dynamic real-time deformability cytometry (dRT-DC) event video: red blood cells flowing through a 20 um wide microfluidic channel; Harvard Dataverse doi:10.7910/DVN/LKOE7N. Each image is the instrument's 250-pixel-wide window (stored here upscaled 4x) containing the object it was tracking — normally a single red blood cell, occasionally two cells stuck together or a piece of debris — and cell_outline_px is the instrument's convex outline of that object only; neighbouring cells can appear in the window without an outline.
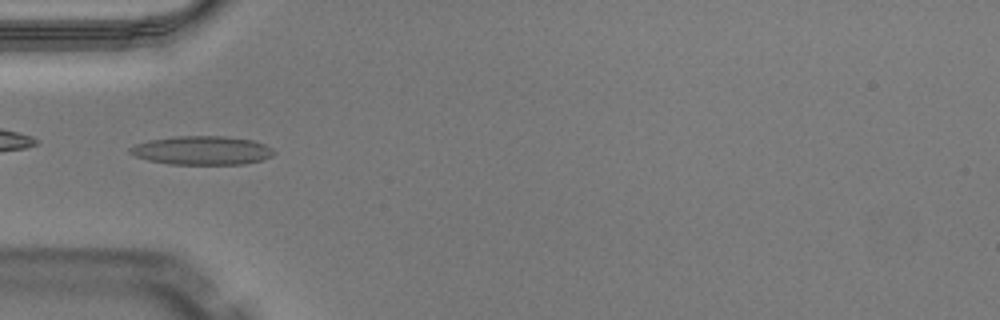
{"species": "Egyptian fruit bat (a non-hibernating species)", "species_latin": "Rousettus aegyptiacus", "temperature_condition": "warm", "stored_images_in_passage": 32, "camera_frame_rate_fps": 3000, "um_per_image_px": 0.085, "animal": {"sex": "male"}, "frame": {"image": 1, "passage_image": 1, "time_ms": 0.0, "image_size_px": [1000, 320], "cell_outline_px": [[276, 152], [272, 156], [260, 160], [244, 164], [168, 164], [148, 160], [136, 156], [128, 152], [128, 148], [136, 144], [148, 140], [176, 136], [228, 136], [252, 140], [264, 144], [272, 148]], "centroid_in_image_um": [17.16, 12.78], "position_along_channel_um": 67.8, "area_um2": 24.16}}
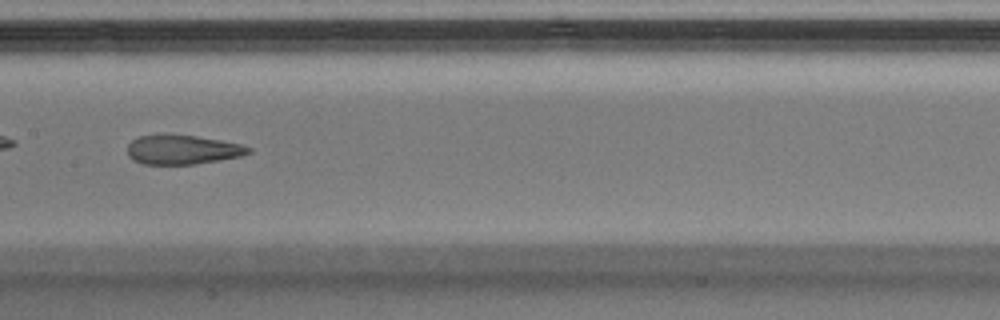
{"frame": {"image": 2, "passage_image": 10, "time_ms": 3.0, "image_size_px": [1000, 320], "cell_outline_px": [[252, 152], [240, 156], [196, 164], [144, 164], [132, 160], [128, 156], [128, 144], [132, 140], [140, 136], [196, 136], [220, 140], [240, 144], [252, 148]], "centroid_in_image_um": [15.52, 12.74], "position_along_channel_um": 191.9, "area_um2": 20.23}, "authors_computed_cell_mechanics": {"area_um2": 22.0507, "velocity_mm_per_s": 4.1019, "shape_relaxation_time_tau1_ms": null, "shape_relaxation_time_tau2_ms": 2.0159, "deformation_change_tau1": null, "deformation_change_tau2": 0.1111}}